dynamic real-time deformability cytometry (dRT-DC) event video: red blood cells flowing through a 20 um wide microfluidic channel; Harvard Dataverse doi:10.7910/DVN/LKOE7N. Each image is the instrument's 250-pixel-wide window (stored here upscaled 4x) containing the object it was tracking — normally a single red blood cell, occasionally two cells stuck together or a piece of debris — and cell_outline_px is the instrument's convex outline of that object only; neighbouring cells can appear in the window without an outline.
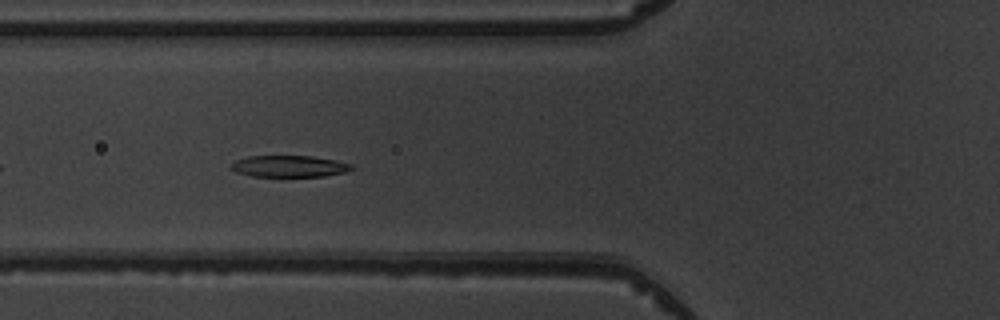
{"species": "common noctule bat (a hibernating species)", "species_latin": "Nyctalus noctula", "temperature_condition": "warm", "stored_images_in_passage": 7, "camera_frame_rate_fps": 3000, "um_per_image_px": 0.085, "animal": {"sex": "male", "body_mass_g": 19.5, "forearm_length_mm": 54.6}, "frame": {"image": 1, "passage_image": 6, "time_ms": 6.333, "image_size_px": [1000, 320], "cell_outline_px": [[356, 168], [344, 172], [324, 176], [252, 176], [236, 172], [232, 168], [232, 164], [236, 160], [248, 156], [312, 156], [336, 160], [352, 164]], "centroid_in_image_um": [24.63, 14.12], "position_along_channel_um": 101.2, "area_um2": 15.03}}
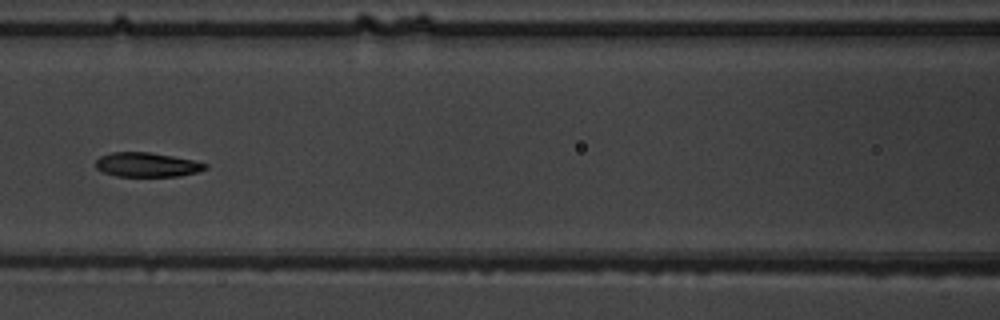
{"frame": {"image": 2, "passage_image": 7, "time_ms": 7.667, "image_size_px": [1000, 320], "cell_outline_px": [[208, 168], [196, 172], [180, 176], [116, 176], [104, 172], [96, 168], [96, 160], [100, 156], [112, 152], [148, 152], [172, 156], [192, 160], [208, 164]], "centroid_in_image_um": [12.48, 14.0], "position_along_channel_um": 154.1, "area_um2": 15.43}}